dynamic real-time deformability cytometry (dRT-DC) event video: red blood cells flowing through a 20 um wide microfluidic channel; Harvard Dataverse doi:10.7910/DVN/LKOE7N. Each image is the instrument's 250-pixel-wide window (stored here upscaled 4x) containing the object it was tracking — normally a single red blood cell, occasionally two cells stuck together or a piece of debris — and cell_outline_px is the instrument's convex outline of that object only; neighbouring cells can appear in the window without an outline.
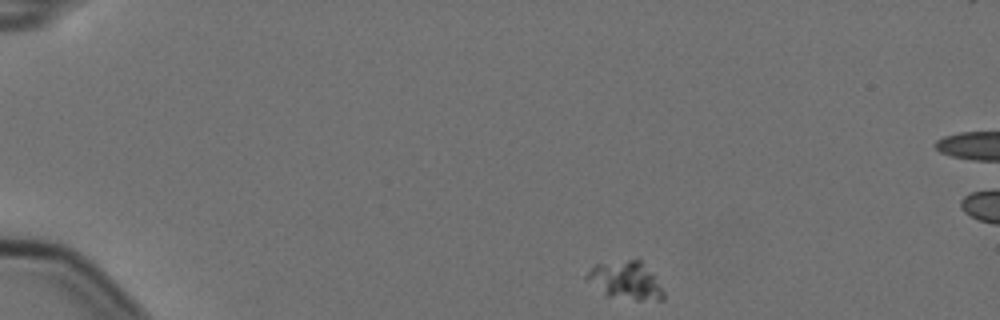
{"species": "Egyptian fruit bat (a non-hibernating species)", "species_latin": "Rousettus aegyptiacus", "temperature_condition": "cold", "stored_images_in_passage": 9, "camera_frame_rate_fps": 3000, "um_per_image_px": 0.085, "animal": {"sex": "female"}, "frame": {"image": 1, "passage_image": 1, "time_ms": 0.0, "image_size_px": [1000, 320], "cell_outline_px": [[664, 300], [636, 300], [608, 296], [588, 280], [584, 276], [596, 264], [636, 256], [640, 260], [664, 292]], "centroid_in_image_um": [53.17, 23.8], "position_along_channel_um": 31.8, "area_um2": 16.76}}
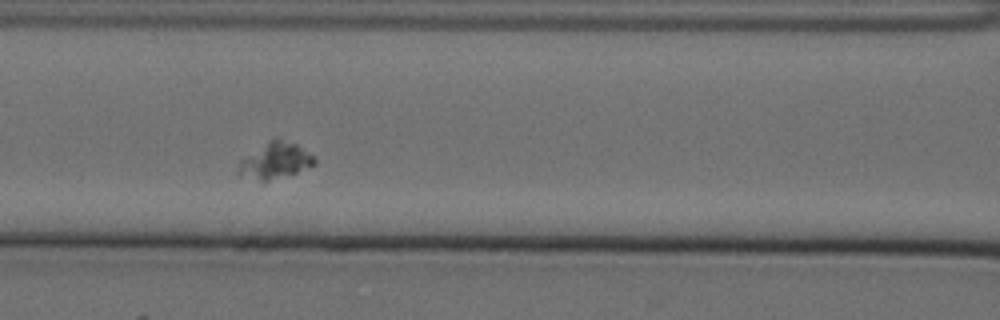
{"frame": {"image": 2, "passage_image": 6, "time_ms": 1.667, "image_size_px": [1000, 320], "cell_outline_px": [[316, 164], [296, 172], [268, 180], [260, 180], [236, 172], [240, 160], [268, 140], [276, 136], [296, 144], [312, 156], [316, 160]], "centroid_in_image_um": [23.38, 13.61], "position_along_channel_um": 143.2, "area_um2": 15.55}}
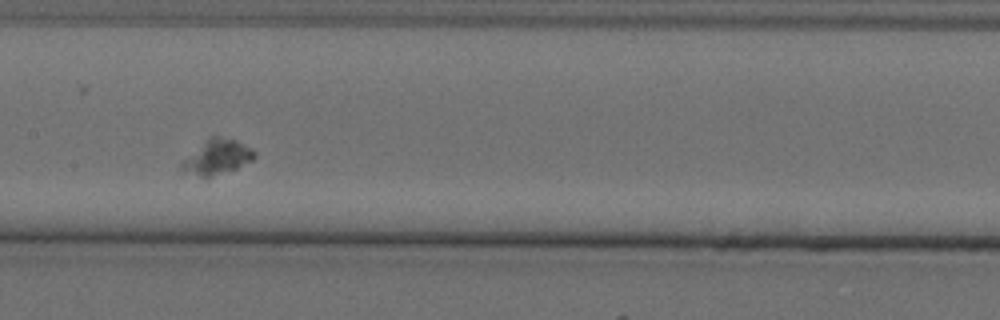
{"frame": {"image": 3, "passage_image": 7, "time_ms": 2.0, "image_size_px": [1000, 320], "cell_outline_px": [[256, 156], [252, 160], [236, 168], [212, 176], [200, 176], [180, 172], [180, 164], [208, 136], [220, 136], [236, 140], [252, 148], [256, 152]], "centroid_in_image_um": [18.44, 13.33], "position_along_channel_um": 189.0, "area_um2": 14.68}}